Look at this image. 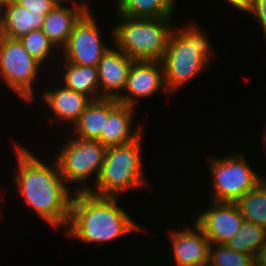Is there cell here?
<instances>
[{"mask_svg": "<svg viewBox=\"0 0 266 266\" xmlns=\"http://www.w3.org/2000/svg\"><path fill=\"white\" fill-rule=\"evenodd\" d=\"M18 174L13 176L24 201L52 227L68 226L72 196L55 161L49 166L25 147L16 146Z\"/></svg>", "mask_w": 266, "mask_h": 266, "instance_id": "6da1fadb", "label": "cell"}, {"mask_svg": "<svg viewBox=\"0 0 266 266\" xmlns=\"http://www.w3.org/2000/svg\"><path fill=\"white\" fill-rule=\"evenodd\" d=\"M117 197H102L88 191H76L72 196L66 235L86 243L111 241L141 230L124 209L117 206Z\"/></svg>", "mask_w": 266, "mask_h": 266, "instance_id": "7a4b0ae2", "label": "cell"}, {"mask_svg": "<svg viewBox=\"0 0 266 266\" xmlns=\"http://www.w3.org/2000/svg\"><path fill=\"white\" fill-rule=\"evenodd\" d=\"M213 51L205 33L195 24L186 25L180 30L174 29L165 54L160 60L165 90L171 94L187 84L196 74L206 70Z\"/></svg>", "mask_w": 266, "mask_h": 266, "instance_id": "3957f363", "label": "cell"}, {"mask_svg": "<svg viewBox=\"0 0 266 266\" xmlns=\"http://www.w3.org/2000/svg\"><path fill=\"white\" fill-rule=\"evenodd\" d=\"M117 16L122 23L112 29L115 47L134 61H160L174 31L169 23L171 17Z\"/></svg>", "mask_w": 266, "mask_h": 266, "instance_id": "277c9868", "label": "cell"}, {"mask_svg": "<svg viewBox=\"0 0 266 266\" xmlns=\"http://www.w3.org/2000/svg\"><path fill=\"white\" fill-rule=\"evenodd\" d=\"M141 136L124 145L106 149L104 162L96 180V189L88 186L77 188L102 197H119V193L146 186L141 151ZM118 193V194H117Z\"/></svg>", "mask_w": 266, "mask_h": 266, "instance_id": "5b68a950", "label": "cell"}, {"mask_svg": "<svg viewBox=\"0 0 266 266\" xmlns=\"http://www.w3.org/2000/svg\"><path fill=\"white\" fill-rule=\"evenodd\" d=\"M246 162L242 154L238 153L237 156L210 158L214 202L236 203L264 179Z\"/></svg>", "mask_w": 266, "mask_h": 266, "instance_id": "8992f818", "label": "cell"}, {"mask_svg": "<svg viewBox=\"0 0 266 266\" xmlns=\"http://www.w3.org/2000/svg\"><path fill=\"white\" fill-rule=\"evenodd\" d=\"M42 66L19 39L0 36V76L9 88L25 101L33 100V82Z\"/></svg>", "mask_w": 266, "mask_h": 266, "instance_id": "52a82bcc", "label": "cell"}, {"mask_svg": "<svg viewBox=\"0 0 266 266\" xmlns=\"http://www.w3.org/2000/svg\"><path fill=\"white\" fill-rule=\"evenodd\" d=\"M106 149L99 140L78 137L68 140L56 157V163L65 183L82 184L93 173L97 180Z\"/></svg>", "mask_w": 266, "mask_h": 266, "instance_id": "ba28073f", "label": "cell"}, {"mask_svg": "<svg viewBox=\"0 0 266 266\" xmlns=\"http://www.w3.org/2000/svg\"><path fill=\"white\" fill-rule=\"evenodd\" d=\"M95 20L88 10L74 25L67 45L63 48L66 62L97 67L109 47L103 44Z\"/></svg>", "mask_w": 266, "mask_h": 266, "instance_id": "9c48e42d", "label": "cell"}, {"mask_svg": "<svg viewBox=\"0 0 266 266\" xmlns=\"http://www.w3.org/2000/svg\"><path fill=\"white\" fill-rule=\"evenodd\" d=\"M201 212L194 222L212 244H225L239 232L245 221L236 203L213 202Z\"/></svg>", "mask_w": 266, "mask_h": 266, "instance_id": "30bf717a", "label": "cell"}, {"mask_svg": "<svg viewBox=\"0 0 266 266\" xmlns=\"http://www.w3.org/2000/svg\"><path fill=\"white\" fill-rule=\"evenodd\" d=\"M161 69V70H160ZM164 87L160 61H134L130 67L125 92L117 98L120 104L135 107L138 98L150 97Z\"/></svg>", "mask_w": 266, "mask_h": 266, "instance_id": "8fae6325", "label": "cell"}, {"mask_svg": "<svg viewBox=\"0 0 266 266\" xmlns=\"http://www.w3.org/2000/svg\"><path fill=\"white\" fill-rule=\"evenodd\" d=\"M174 260L178 266H208L211 242L194 222V229L171 233Z\"/></svg>", "mask_w": 266, "mask_h": 266, "instance_id": "7c38bea8", "label": "cell"}, {"mask_svg": "<svg viewBox=\"0 0 266 266\" xmlns=\"http://www.w3.org/2000/svg\"><path fill=\"white\" fill-rule=\"evenodd\" d=\"M133 62L132 58L119 49L109 48L107 50L97 65L99 87L103 97L117 99L121 95V90H125Z\"/></svg>", "mask_w": 266, "mask_h": 266, "instance_id": "4fadbf2b", "label": "cell"}, {"mask_svg": "<svg viewBox=\"0 0 266 266\" xmlns=\"http://www.w3.org/2000/svg\"><path fill=\"white\" fill-rule=\"evenodd\" d=\"M61 1L51 12L45 15L42 26L43 32L56 48L67 45L74 25L89 10V6L78 4L74 0V8L64 6Z\"/></svg>", "mask_w": 266, "mask_h": 266, "instance_id": "5bb4252c", "label": "cell"}, {"mask_svg": "<svg viewBox=\"0 0 266 266\" xmlns=\"http://www.w3.org/2000/svg\"><path fill=\"white\" fill-rule=\"evenodd\" d=\"M0 12V36L20 39L30 31L41 29L45 15L21 7L16 2L5 5Z\"/></svg>", "mask_w": 266, "mask_h": 266, "instance_id": "9a60e30c", "label": "cell"}, {"mask_svg": "<svg viewBox=\"0 0 266 266\" xmlns=\"http://www.w3.org/2000/svg\"><path fill=\"white\" fill-rule=\"evenodd\" d=\"M134 107L118 104L105 120L104 131L98 139L106 148L117 145H124L135 141L141 136L142 127L131 131V120Z\"/></svg>", "mask_w": 266, "mask_h": 266, "instance_id": "2e32d148", "label": "cell"}, {"mask_svg": "<svg viewBox=\"0 0 266 266\" xmlns=\"http://www.w3.org/2000/svg\"><path fill=\"white\" fill-rule=\"evenodd\" d=\"M43 100L60 120L73 123L79 120L87 105L92 101L86 95L77 93L65 86L43 92Z\"/></svg>", "mask_w": 266, "mask_h": 266, "instance_id": "e0dca14e", "label": "cell"}, {"mask_svg": "<svg viewBox=\"0 0 266 266\" xmlns=\"http://www.w3.org/2000/svg\"><path fill=\"white\" fill-rule=\"evenodd\" d=\"M119 104L116 98L92 100L74 124L78 138L98 140L108 114Z\"/></svg>", "mask_w": 266, "mask_h": 266, "instance_id": "ac0fdd59", "label": "cell"}, {"mask_svg": "<svg viewBox=\"0 0 266 266\" xmlns=\"http://www.w3.org/2000/svg\"><path fill=\"white\" fill-rule=\"evenodd\" d=\"M64 86L89 97L91 100L104 98L99 92V77L97 67L82 66L65 61ZM99 88V89H98ZM98 91V92H97Z\"/></svg>", "mask_w": 266, "mask_h": 266, "instance_id": "d6986e66", "label": "cell"}, {"mask_svg": "<svg viewBox=\"0 0 266 266\" xmlns=\"http://www.w3.org/2000/svg\"><path fill=\"white\" fill-rule=\"evenodd\" d=\"M175 0H117L116 12L132 18L172 17Z\"/></svg>", "mask_w": 266, "mask_h": 266, "instance_id": "ffe728a7", "label": "cell"}, {"mask_svg": "<svg viewBox=\"0 0 266 266\" xmlns=\"http://www.w3.org/2000/svg\"><path fill=\"white\" fill-rule=\"evenodd\" d=\"M245 221L266 229V179L244 194L237 202Z\"/></svg>", "mask_w": 266, "mask_h": 266, "instance_id": "44dd1931", "label": "cell"}, {"mask_svg": "<svg viewBox=\"0 0 266 266\" xmlns=\"http://www.w3.org/2000/svg\"><path fill=\"white\" fill-rule=\"evenodd\" d=\"M266 236L264 227L244 221L239 232L225 243L228 248L234 251L252 255L254 258L262 247Z\"/></svg>", "mask_w": 266, "mask_h": 266, "instance_id": "7402d4cb", "label": "cell"}, {"mask_svg": "<svg viewBox=\"0 0 266 266\" xmlns=\"http://www.w3.org/2000/svg\"><path fill=\"white\" fill-rule=\"evenodd\" d=\"M208 266H255V259L252 255L234 251L225 244L211 243Z\"/></svg>", "mask_w": 266, "mask_h": 266, "instance_id": "603a6c76", "label": "cell"}, {"mask_svg": "<svg viewBox=\"0 0 266 266\" xmlns=\"http://www.w3.org/2000/svg\"><path fill=\"white\" fill-rule=\"evenodd\" d=\"M19 40L26 51L41 65L52 56V49L55 48L56 50L55 45L49 40L42 29L32 30Z\"/></svg>", "mask_w": 266, "mask_h": 266, "instance_id": "cb8c5ba5", "label": "cell"}, {"mask_svg": "<svg viewBox=\"0 0 266 266\" xmlns=\"http://www.w3.org/2000/svg\"><path fill=\"white\" fill-rule=\"evenodd\" d=\"M61 1L63 0H16V3L29 11L42 12V15H46Z\"/></svg>", "mask_w": 266, "mask_h": 266, "instance_id": "d4e9b609", "label": "cell"}, {"mask_svg": "<svg viewBox=\"0 0 266 266\" xmlns=\"http://www.w3.org/2000/svg\"><path fill=\"white\" fill-rule=\"evenodd\" d=\"M249 13L258 19L266 38V0H253Z\"/></svg>", "mask_w": 266, "mask_h": 266, "instance_id": "484cf974", "label": "cell"}, {"mask_svg": "<svg viewBox=\"0 0 266 266\" xmlns=\"http://www.w3.org/2000/svg\"><path fill=\"white\" fill-rule=\"evenodd\" d=\"M227 3L231 4L234 8H237L241 11H245L249 14L253 0H225Z\"/></svg>", "mask_w": 266, "mask_h": 266, "instance_id": "4316f807", "label": "cell"}, {"mask_svg": "<svg viewBox=\"0 0 266 266\" xmlns=\"http://www.w3.org/2000/svg\"><path fill=\"white\" fill-rule=\"evenodd\" d=\"M255 266H266V236L262 247L255 256Z\"/></svg>", "mask_w": 266, "mask_h": 266, "instance_id": "83f0119b", "label": "cell"}, {"mask_svg": "<svg viewBox=\"0 0 266 266\" xmlns=\"http://www.w3.org/2000/svg\"><path fill=\"white\" fill-rule=\"evenodd\" d=\"M13 2H16V0H0V10L5 5H8V4L13 3Z\"/></svg>", "mask_w": 266, "mask_h": 266, "instance_id": "f1b7e54d", "label": "cell"}, {"mask_svg": "<svg viewBox=\"0 0 266 266\" xmlns=\"http://www.w3.org/2000/svg\"><path fill=\"white\" fill-rule=\"evenodd\" d=\"M264 138H263V140H264V142H265V146H266V130H265V132H264V136H263Z\"/></svg>", "mask_w": 266, "mask_h": 266, "instance_id": "f546056e", "label": "cell"}]
</instances>
